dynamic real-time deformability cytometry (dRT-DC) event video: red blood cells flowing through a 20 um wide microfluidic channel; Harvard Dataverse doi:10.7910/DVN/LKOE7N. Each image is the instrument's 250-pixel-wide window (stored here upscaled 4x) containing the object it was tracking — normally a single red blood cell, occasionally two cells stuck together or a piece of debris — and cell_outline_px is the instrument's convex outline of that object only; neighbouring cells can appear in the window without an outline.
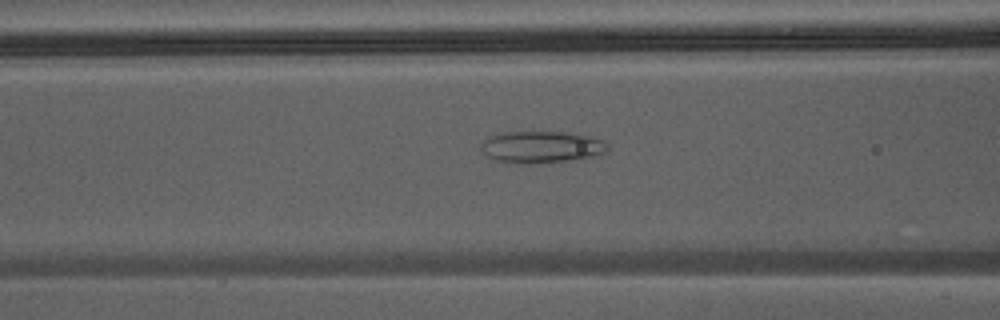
{"species": "Egyptian fruit bat (a non-hibernating species)", "species_latin": "Rousettus aegyptiacus", "temperature_condition": "warm", "stored_images_in_passage": 38, "camera_frame_rate_fps": 3000, "um_per_image_px": 0.085, "animal": {"sex": "male"}, "frame": {"image": 1, "passage_image": 12, "time_ms": 3.667, "image_size_px": [1000, 320], "cell_outline_px": [[608, 152], [600, 156], [544, 164], [520, 164], [496, 160], [488, 156], [480, 148], [480, 144], [488, 136], [500, 132], [564, 132], [604, 140], [608, 144]], "centroid_in_image_um": [46.04, 12.52], "position_along_channel_um": 120.6, "area_um2": 23.93}}
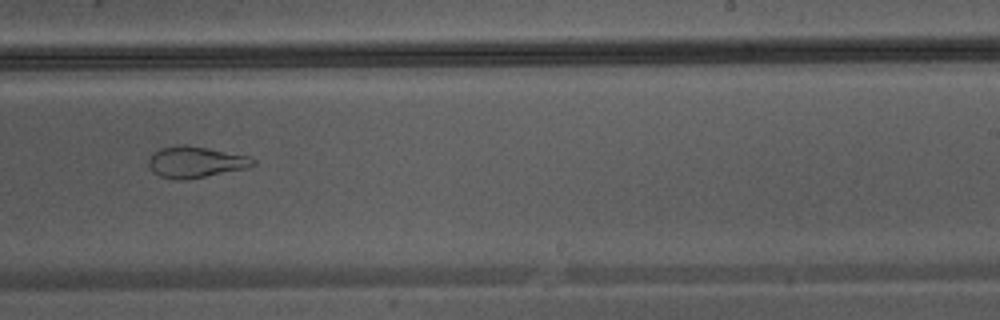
{"frame": {"image": 2, "passage_image": 22, "time_ms": 7.0, "image_size_px": [1000, 320], "cell_outline_px": [[256, 164], [244, 168], [184, 180], [176, 180], [160, 176], [152, 172], [148, 164], [148, 160], [152, 152], [160, 148], [184, 144], [208, 148], [252, 156], [256, 160]], "centroid_in_image_um": [16.6, 13.76], "position_along_channel_um": 272.4, "area_um2": 19.02}}
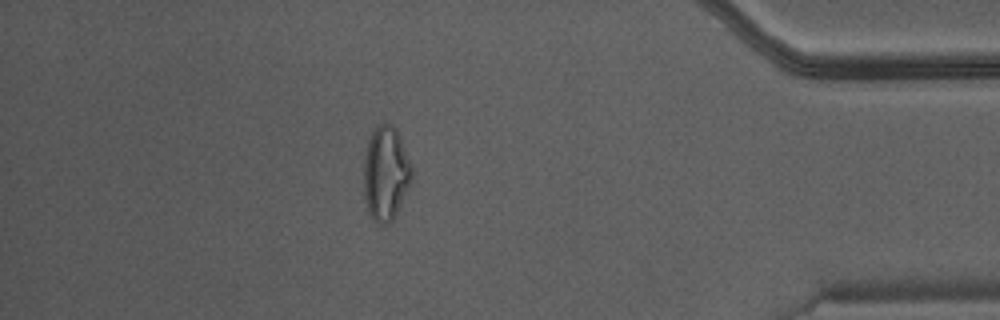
{"frame": {"image": 3, "passage_image": 33, "time_ms": 10.667, "image_size_px": [1000, 320], "cell_outline_px": [[412, 180], [392, 220], [384, 224], [376, 224], [372, 220], [368, 212], [364, 200], [364, 156], [368, 140], [372, 128], [380, 124], [392, 124], [396, 128], [400, 136], [412, 168]], "centroid_in_image_um": [32.76, 14.72], "position_along_channel_um": 402.4, "area_um2": 26.47}}